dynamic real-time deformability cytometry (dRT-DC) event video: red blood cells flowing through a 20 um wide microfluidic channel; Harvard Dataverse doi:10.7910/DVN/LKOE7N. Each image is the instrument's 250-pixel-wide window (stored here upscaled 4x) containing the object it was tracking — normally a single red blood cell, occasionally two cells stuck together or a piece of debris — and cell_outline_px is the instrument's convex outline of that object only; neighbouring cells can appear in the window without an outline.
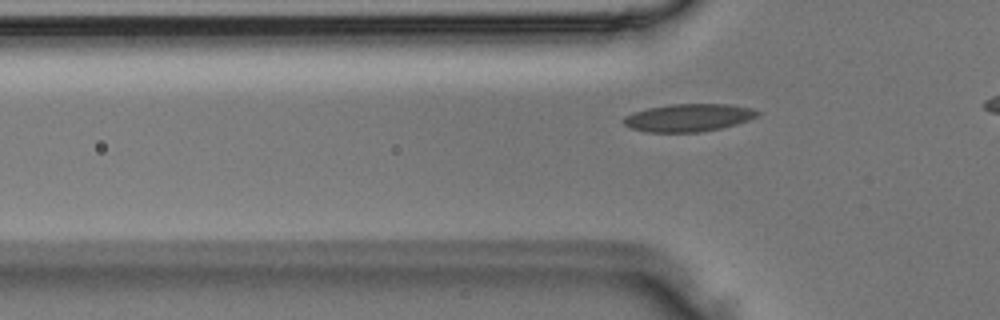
{"species": "Egyptian fruit bat (a non-hibernating species)", "species_latin": "Rousettus aegyptiacus", "temperature_condition": "room temperature", "stored_images_in_passage": 4, "camera_frame_rate_fps": 3000, "um_per_image_px": 0.085, "animal": {"sex": "male"}, "frame": {"image": 1, "passage_image": 3, "time_ms": 0.667, "image_size_px": [1000, 320], "cell_outline_px": [[760, 116], [736, 124], [720, 128], [700, 132], [648, 132], [632, 128], [624, 124], [624, 116], [632, 112], [648, 108], [672, 104], [728, 104], [752, 108], [760, 112]], "centroid_in_image_um": [58.54, 10.0], "position_along_channel_um": 67.3, "area_um2": 21.56}}